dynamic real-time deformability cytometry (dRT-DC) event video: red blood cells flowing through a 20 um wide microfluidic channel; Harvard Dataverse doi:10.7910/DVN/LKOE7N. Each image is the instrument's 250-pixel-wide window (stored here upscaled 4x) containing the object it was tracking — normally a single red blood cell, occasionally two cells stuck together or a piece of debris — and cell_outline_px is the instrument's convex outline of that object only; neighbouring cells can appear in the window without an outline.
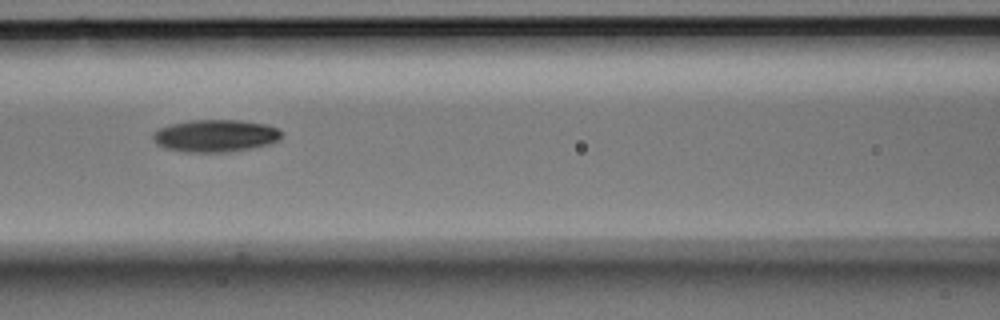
{"species": "Egyptian fruit bat (a non-hibernating species)", "species_latin": "Rousettus aegyptiacus", "temperature_condition": "room temperature", "stored_images_in_passage": 6, "camera_frame_rate_fps": 3000, "um_per_image_px": 0.085, "animal": {"sex": "male"}, "frame": {"image": 1, "passage_image": 3, "time_ms": 0.667, "image_size_px": [1000, 320], "cell_outline_px": [[280, 140], [272, 144], [232, 152], [184, 152], [164, 148], [156, 144], [152, 136], [152, 132], [168, 124], [188, 120], [240, 120], [264, 124], [280, 128]], "centroid_in_image_um": [18.3, 11.54], "position_along_channel_um": 148.3, "area_um2": 24.62}}
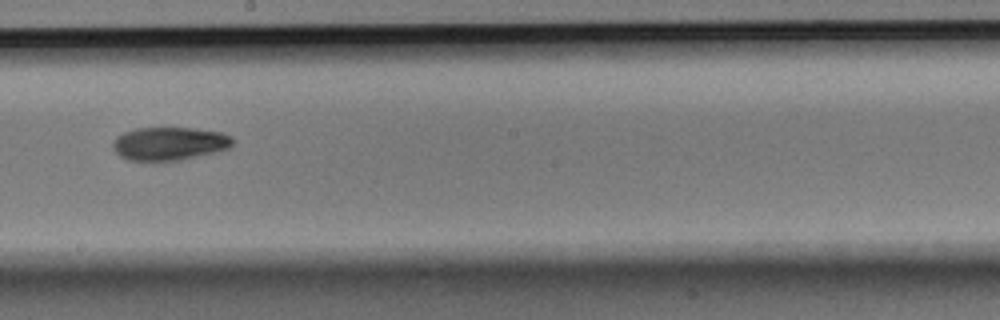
{"frame": {"image": 2, "passage_image": 5, "time_ms": 1.333, "image_size_px": [1000, 320], "cell_outline_px": [[232, 144], [228, 148], [180, 160], [152, 164], [128, 160], [120, 156], [116, 152], [112, 144], [116, 136], [124, 132], [136, 128], [196, 128], [224, 132], [232, 136]], "centroid_in_image_um": [14.35, 12.23], "position_along_channel_um": 233.9, "area_um2": 23.76}}
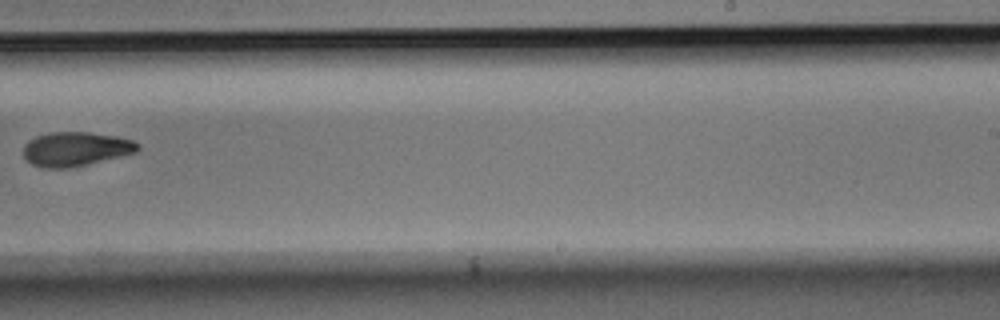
{"frame": {"image": 3, "passage_image": 6, "time_ms": 1.667, "image_size_px": [1000, 320], "cell_outline_px": [[140, 148], [136, 152], [68, 168], [44, 168], [32, 164], [24, 156], [24, 144], [28, 140], [36, 136], [52, 132], [88, 132], [116, 136], [132, 140], [140, 144]], "centroid_in_image_um": [6.42, 12.65], "position_along_channel_um": 282.6, "area_um2": 22.54}}